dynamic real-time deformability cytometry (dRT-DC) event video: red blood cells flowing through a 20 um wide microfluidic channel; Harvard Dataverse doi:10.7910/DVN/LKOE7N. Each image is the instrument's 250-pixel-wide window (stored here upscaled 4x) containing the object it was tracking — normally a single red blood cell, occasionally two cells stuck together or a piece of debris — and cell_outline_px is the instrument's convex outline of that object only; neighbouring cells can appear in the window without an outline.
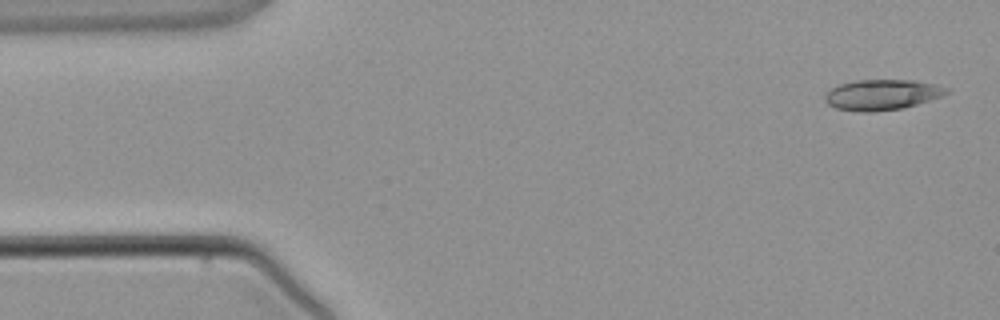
{"species": "common noctule bat (a hibernating species)", "species_latin": "Nyctalus noctula", "temperature_condition": "warm", "stored_images_in_passage": 4, "camera_frame_rate_fps": 3000, "um_per_image_px": 0.085, "animal": {"sex": "male", "body_mass_g": 21.5, "forearm_length_mm": 52.0}, "frame": {"image": 1, "passage_image": 1, "time_ms": 0.0, "image_size_px": [1000, 320], "cell_outline_px": [[948, 92], [940, 96], [916, 104], [900, 108], [872, 112], [860, 112], [836, 108], [828, 104], [824, 100], [824, 96], [832, 88], [840, 84], [856, 80], [912, 80], [932, 84], [948, 88]], "centroid_in_image_um": [74.91, 8.05], "position_along_channel_um": 10.1, "area_um2": 21.21}}
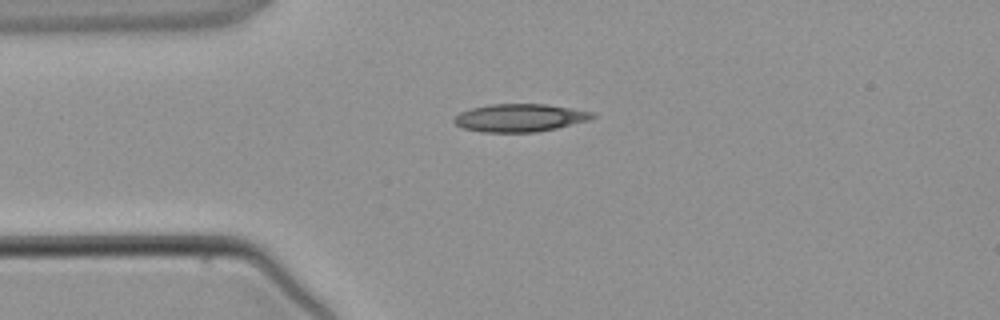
{"frame": {"image": 2, "passage_image": 3, "time_ms": 2.667, "image_size_px": [1000, 320], "cell_outline_px": [[596, 116], [588, 120], [556, 128], [536, 132], [480, 132], [464, 128], [456, 124], [452, 120], [460, 112], [472, 108], [488, 104], [544, 104], [592, 112]], "centroid_in_image_um": [44.14, 10.01], "position_along_channel_um": 40.9, "area_um2": 22.2}}